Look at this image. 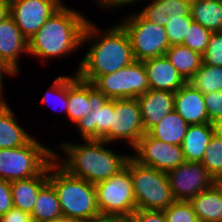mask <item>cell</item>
<instances>
[{
  "label": "cell",
  "mask_w": 222,
  "mask_h": 222,
  "mask_svg": "<svg viewBox=\"0 0 222 222\" xmlns=\"http://www.w3.org/2000/svg\"><path fill=\"white\" fill-rule=\"evenodd\" d=\"M99 30L88 21L83 33L82 44L86 41L92 44L76 73L88 83H93L99 76L119 71L135 61L128 34L119 23L106 31Z\"/></svg>",
  "instance_id": "obj_1"
},
{
  "label": "cell",
  "mask_w": 222,
  "mask_h": 222,
  "mask_svg": "<svg viewBox=\"0 0 222 222\" xmlns=\"http://www.w3.org/2000/svg\"><path fill=\"white\" fill-rule=\"evenodd\" d=\"M83 143L78 144L70 141L60 143L59 149H62L66 156L62 164H59L63 158H60L54 151V160L67 173L92 184L109 179L119 173L125 168L127 160L131 156L108 149L110 143L103 140H84Z\"/></svg>",
  "instance_id": "obj_2"
},
{
  "label": "cell",
  "mask_w": 222,
  "mask_h": 222,
  "mask_svg": "<svg viewBox=\"0 0 222 222\" xmlns=\"http://www.w3.org/2000/svg\"><path fill=\"white\" fill-rule=\"evenodd\" d=\"M89 19L77 10L62 6L28 39V54L46 59L67 56L83 44V33Z\"/></svg>",
  "instance_id": "obj_3"
},
{
  "label": "cell",
  "mask_w": 222,
  "mask_h": 222,
  "mask_svg": "<svg viewBox=\"0 0 222 222\" xmlns=\"http://www.w3.org/2000/svg\"><path fill=\"white\" fill-rule=\"evenodd\" d=\"M48 181L57 192L63 216L74 222L100 216L94 184L67 173L55 160L48 165Z\"/></svg>",
  "instance_id": "obj_4"
},
{
  "label": "cell",
  "mask_w": 222,
  "mask_h": 222,
  "mask_svg": "<svg viewBox=\"0 0 222 222\" xmlns=\"http://www.w3.org/2000/svg\"><path fill=\"white\" fill-rule=\"evenodd\" d=\"M125 167L130 172L137 209L164 210L175 201L166 172L140 164L132 156Z\"/></svg>",
  "instance_id": "obj_5"
},
{
  "label": "cell",
  "mask_w": 222,
  "mask_h": 222,
  "mask_svg": "<svg viewBox=\"0 0 222 222\" xmlns=\"http://www.w3.org/2000/svg\"><path fill=\"white\" fill-rule=\"evenodd\" d=\"M54 160V150L32 138L26 145L0 149V179L13 182L39 175Z\"/></svg>",
  "instance_id": "obj_6"
},
{
  "label": "cell",
  "mask_w": 222,
  "mask_h": 222,
  "mask_svg": "<svg viewBox=\"0 0 222 222\" xmlns=\"http://www.w3.org/2000/svg\"><path fill=\"white\" fill-rule=\"evenodd\" d=\"M119 24L128 34L137 61L163 56L170 47L165 27L149 22L138 12L125 17Z\"/></svg>",
  "instance_id": "obj_7"
},
{
  "label": "cell",
  "mask_w": 222,
  "mask_h": 222,
  "mask_svg": "<svg viewBox=\"0 0 222 222\" xmlns=\"http://www.w3.org/2000/svg\"><path fill=\"white\" fill-rule=\"evenodd\" d=\"M94 186L100 215L129 219L137 209L132 179L126 167Z\"/></svg>",
  "instance_id": "obj_8"
},
{
  "label": "cell",
  "mask_w": 222,
  "mask_h": 222,
  "mask_svg": "<svg viewBox=\"0 0 222 222\" xmlns=\"http://www.w3.org/2000/svg\"><path fill=\"white\" fill-rule=\"evenodd\" d=\"M92 84L109 99H136L150 89L144 64L137 60L119 71L99 76Z\"/></svg>",
  "instance_id": "obj_9"
},
{
  "label": "cell",
  "mask_w": 222,
  "mask_h": 222,
  "mask_svg": "<svg viewBox=\"0 0 222 222\" xmlns=\"http://www.w3.org/2000/svg\"><path fill=\"white\" fill-rule=\"evenodd\" d=\"M145 134L141 111L136 99H114V109L111 113L110 129L101 140L114 143L123 141L132 149Z\"/></svg>",
  "instance_id": "obj_10"
},
{
  "label": "cell",
  "mask_w": 222,
  "mask_h": 222,
  "mask_svg": "<svg viewBox=\"0 0 222 222\" xmlns=\"http://www.w3.org/2000/svg\"><path fill=\"white\" fill-rule=\"evenodd\" d=\"M140 164L168 173L185 162L181 146L168 144L145 133L133 148ZM136 152V153H135Z\"/></svg>",
  "instance_id": "obj_11"
},
{
  "label": "cell",
  "mask_w": 222,
  "mask_h": 222,
  "mask_svg": "<svg viewBox=\"0 0 222 222\" xmlns=\"http://www.w3.org/2000/svg\"><path fill=\"white\" fill-rule=\"evenodd\" d=\"M167 177L174 200L189 201L216 182L200 162L185 161L170 170Z\"/></svg>",
  "instance_id": "obj_12"
},
{
  "label": "cell",
  "mask_w": 222,
  "mask_h": 222,
  "mask_svg": "<svg viewBox=\"0 0 222 222\" xmlns=\"http://www.w3.org/2000/svg\"><path fill=\"white\" fill-rule=\"evenodd\" d=\"M61 7L56 0H10V15L28 40Z\"/></svg>",
  "instance_id": "obj_13"
},
{
  "label": "cell",
  "mask_w": 222,
  "mask_h": 222,
  "mask_svg": "<svg viewBox=\"0 0 222 222\" xmlns=\"http://www.w3.org/2000/svg\"><path fill=\"white\" fill-rule=\"evenodd\" d=\"M89 101L92 103V110L75 125L83 140H101L110 129L114 99H109L89 83Z\"/></svg>",
  "instance_id": "obj_14"
},
{
  "label": "cell",
  "mask_w": 222,
  "mask_h": 222,
  "mask_svg": "<svg viewBox=\"0 0 222 222\" xmlns=\"http://www.w3.org/2000/svg\"><path fill=\"white\" fill-rule=\"evenodd\" d=\"M174 111L189 125L211 123L204 101V94L186 82L174 96Z\"/></svg>",
  "instance_id": "obj_15"
},
{
  "label": "cell",
  "mask_w": 222,
  "mask_h": 222,
  "mask_svg": "<svg viewBox=\"0 0 222 222\" xmlns=\"http://www.w3.org/2000/svg\"><path fill=\"white\" fill-rule=\"evenodd\" d=\"M174 96L175 93L171 91L149 89L145 94L136 98L140 107L145 133L167 114L174 111Z\"/></svg>",
  "instance_id": "obj_16"
},
{
  "label": "cell",
  "mask_w": 222,
  "mask_h": 222,
  "mask_svg": "<svg viewBox=\"0 0 222 222\" xmlns=\"http://www.w3.org/2000/svg\"><path fill=\"white\" fill-rule=\"evenodd\" d=\"M142 62L146 69L150 89L175 93L187 82L172 66L166 55Z\"/></svg>",
  "instance_id": "obj_17"
},
{
  "label": "cell",
  "mask_w": 222,
  "mask_h": 222,
  "mask_svg": "<svg viewBox=\"0 0 222 222\" xmlns=\"http://www.w3.org/2000/svg\"><path fill=\"white\" fill-rule=\"evenodd\" d=\"M22 52L28 53V40L9 15L0 21V58L19 74L18 60Z\"/></svg>",
  "instance_id": "obj_18"
},
{
  "label": "cell",
  "mask_w": 222,
  "mask_h": 222,
  "mask_svg": "<svg viewBox=\"0 0 222 222\" xmlns=\"http://www.w3.org/2000/svg\"><path fill=\"white\" fill-rule=\"evenodd\" d=\"M48 182V166L37 176L10 182L13 207L32 212L40 189Z\"/></svg>",
  "instance_id": "obj_19"
},
{
  "label": "cell",
  "mask_w": 222,
  "mask_h": 222,
  "mask_svg": "<svg viewBox=\"0 0 222 222\" xmlns=\"http://www.w3.org/2000/svg\"><path fill=\"white\" fill-rule=\"evenodd\" d=\"M203 222H222V185L217 181L189 200Z\"/></svg>",
  "instance_id": "obj_20"
},
{
  "label": "cell",
  "mask_w": 222,
  "mask_h": 222,
  "mask_svg": "<svg viewBox=\"0 0 222 222\" xmlns=\"http://www.w3.org/2000/svg\"><path fill=\"white\" fill-rule=\"evenodd\" d=\"M213 134V123L189 125L181 144L185 161L201 162Z\"/></svg>",
  "instance_id": "obj_21"
},
{
  "label": "cell",
  "mask_w": 222,
  "mask_h": 222,
  "mask_svg": "<svg viewBox=\"0 0 222 222\" xmlns=\"http://www.w3.org/2000/svg\"><path fill=\"white\" fill-rule=\"evenodd\" d=\"M68 110L67 116L73 124L79 122L92 110V103L89 101V83L81 80L77 73L68 76Z\"/></svg>",
  "instance_id": "obj_22"
},
{
  "label": "cell",
  "mask_w": 222,
  "mask_h": 222,
  "mask_svg": "<svg viewBox=\"0 0 222 222\" xmlns=\"http://www.w3.org/2000/svg\"><path fill=\"white\" fill-rule=\"evenodd\" d=\"M15 115L8 103L0 108V149L22 147L33 138L19 126Z\"/></svg>",
  "instance_id": "obj_23"
},
{
  "label": "cell",
  "mask_w": 222,
  "mask_h": 222,
  "mask_svg": "<svg viewBox=\"0 0 222 222\" xmlns=\"http://www.w3.org/2000/svg\"><path fill=\"white\" fill-rule=\"evenodd\" d=\"M188 127L189 124L176 111H172L147 133L157 140L181 146Z\"/></svg>",
  "instance_id": "obj_24"
},
{
  "label": "cell",
  "mask_w": 222,
  "mask_h": 222,
  "mask_svg": "<svg viewBox=\"0 0 222 222\" xmlns=\"http://www.w3.org/2000/svg\"><path fill=\"white\" fill-rule=\"evenodd\" d=\"M165 55L187 82L203 63L202 54L181 44L171 45Z\"/></svg>",
  "instance_id": "obj_25"
},
{
  "label": "cell",
  "mask_w": 222,
  "mask_h": 222,
  "mask_svg": "<svg viewBox=\"0 0 222 222\" xmlns=\"http://www.w3.org/2000/svg\"><path fill=\"white\" fill-rule=\"evenodd\" d=\"M192 19L212 32H222V0H191Z\"/></svg>",
  "instance_id": "obj_26"
},
{
  "label": "cell",
  "mask_w": 222,
  "mask_h": 222,
  "mask_svg": "<svg viewBox=\"0 0 222 222\" xmlns=\"http://www.w3.org/2000/svg\"><path fill=\"white\" fill-rule=\"evenodd\" d=\"M62 216L57 192L48 181L39 191L31 218L36 222L48 221Z\"/></svg>",
  "instance_id": "obj_27"
},
{
  "label": "cell",
  "mask_w": 222,
  "mask_h": 222,
  "mask_svg": "<svg viewBox=\"0 0 222 222\" xmlns=\"http://www.w3.org/2000/svg\"><path fill=\"white\" fill-rule=\"evenodd\" d=\"M188 83L203 94L222 91V67L202 63Z\"/></svg>",
  "instance_id": "obj_28"
},
{
  "label": "cell",
  "mask_w": 222,
  "mask_h": 222,
  "mask_svg": "<svg viewBox=\"0 0 222 222\" xmlns=\"http://www.w3.org/2000/svg\"><path fill=\"white\" fill-rule=\"evenodd\" d=\"M200 163L215 181L222 176V138L215 133L211 137Z\"/></svg>",
  "instance_id": "obj_29"
},
{
  "label": "cell",
  "mask_w": 222,
  "mask_h": 222,
  "mask_svg": "<svg viewBox=\"0 0 222 222\" xmlns=\"http://www.w3.org/2000/svg\"><path fill=\"white\" fill-rule=\"evenodd\" d=\"M213 32L201 24L193 21L188 28L187 35L181 45L203 54L208 46L210 36Z\"/></svg>",
  "instance_id": "obj_30"
},
{
  "label": "cell",
  "mask_w": 222,
  "mask_h": 222,
  "mask_svg": "<svg viewBox=\"0 0 222 222\" xmlns=\"http://www.w3.org/2000/svg\"><path fill=\"white\" fill-rule=\"evenodd\" d=\"M193 21L191 13L188 16H168V24L165 29L170 46L183 43L188 28Z\"/></svg>",
  "instance_id": "obj_31"
},
{
  "label": "cell",
  "mask_w": 222,
  "mask_h": 222,
  "mask_svg": "<svg viewBox=\"0 0 222 222\" xmlns=\"http://www.w3.org/2000/svg\"><path fill=\"white\" fill-rule=\"evenodd\" d=\"M163 212L167 222H195L198 220L189 201L175 200Z\"/></svg>",
  "instance_id": "obj_32"
},
{
  "label": "cell",
  "mask_w": 222,
  "mask_h": 222,
  "mask_svg": "<svg viewBox=\"0 0 222 222\" xmlns=\"http://www.w3.org/2000/svg\"><path fill=\"white\" fill-rule=\"evenodd\" d=\"M56 94L53 96L54 100L56 99L57 101L59 100L61 105L60 109L62 108L63 112L67 113L68 110V100H67V94H68V76H58L51 87L48 89L47 93L44 95L42 101L45 106V104H50L52 99H49L53 93ZM52 93V94H51ZM51 94V95H50ZM52 97V96H51ZM57 97V98H56ZM51 100V101H50ZM53 102V101H52ZM53 105V103H52ZM54 108V106H53ZM61 112V111H60Z\"/></svg>",
  "instance_id": "obj_33"
},
{
  "label": "cell",
  "mask_w": 222,
  "mask_h": 222,
  "mask_svg": "<svg viewBox=\"0 0 222 222\" xmlns=\"http://www.w3.org/2000/svg\"><path fill=\"white\" fill-rule=\"evenodd\" d=\"M202 58L204 64L222 67V32H213L211 34Z\"/></svg>",
  "instance_id": "obj_34"
},
{
  "label": "cell",
  "mask_w": 222,
  "mask_h": 222,
  "mask_svg": "<svg viewBox=\"0 0 222 222\" xmlns=\"http://www.w3.org/2000/svg\"><path fill=\"white\" fill-rule=\"evenodd\" d=\"M150 2L138 13L149 22L165 27L168 24V16L163 10L162 3L159 0H151Z\"/></svg>",
  "instance_id": "obj_35"
},
{
  "label": "cell",
  "mask_w": 222,
  "mask_h": 222,
  "mask_svg": "<svg viewBox=\"0 0 222 222\" xmlns=\"http://www.w3.org/2000/svg\"><path fill=\"white\" fill-rule=\"evenodd\" d=\"M204 101L211 123L222 118V91L204 94Z\"/></svg>",
  "instance_id": "obj_36"
},
{
  "label": "cell",
  "mask_w": 222,
  "mask_h": 222,
  "mask_svg": "<svg viewBox=\"0 0 222 222\" xmlns=\"http://www.w3.org/2000/svg\"><path fill=\"white\" fill-rule=\"evenodd\" d=\"M167 16H188L191 13V0H159Z\"/></svg>",
  "instance_id": "obj_37"
},
{
  "label": "cell",
  "mask_w": 222,
  "mask_h": 222,
  "mask_svg": "<svg viewBox=\"0 0 222 222\" xmlns=\"http://www.w3.org/2000/svg\"><path fill=\"white\" fill-rule=\"evenodd\" d=\"M130 222H167L163 210L136 209L129 218Z\"/></svg>",
  "instance_id": "obj_38"
},
{
  "label": "cell",
  "mask_w": 222,
  "mask_h": 222,
  "mask_svg": "<svg viewBox=\"0 0 222 222\" xmlns=\"http://www.w3.org/2000/svg\"><path fill=\"white\" fill-rule=\"evenodd\" d=\"M13 207L10 182L0 179V217Z\"/></svg>",
  "instance_id": "obj_39"
},
{
  "label": "cell",
  "mask_w": 222,
  "mask_h": 222,
  "mask_svg": "<svg viewBox=\"0 0 222 222\" xmlns=\"http://www.w3.org/2000/svg\"><path fill=\"white\" fill-rule=\"evenodd\" d=\"M0 222H36L31 218V214L18 208L12 207L0 217Z\"/></svg>",
  "instance_id": "obj_40"
},
{
  "label": "cell",
  "mask_w": 222,
  "mask_h": 222,
  "mask_svg": "<svg viewBox=\"0 0 222 222\" xmlns=\"http://www.w3.org/2000/svg\"><path fill=\"white\" fill-rule=\"evenodd\" d=\"M137 1H141V0H97L98 3H100V6H102L103 8H109V9H114V8H118L121 6H126V5H130L133 4V2H137Z\"/></svg>",
  "instance_id": "obj_41"
},
{
  "label": "cell",
  "mask_w": 222,
  "mask_h": 222,
  "mask_svg": "<svg viewBox=\"0 0 222 222\" xmlns=\"http://www.w3.org/2000/svg\"><path fill=\"white\" fill-rule=\"evenodd\" d=\"M18 75V73L9 65L7 64L3 59L0 58V96L4 99V94L3 93V75Z\"/></svg>",
  "instance_id": "obj_42"
},
{
  "label": "cell",
  "mask_w": 222,
  "mask_h": 222,
  "mask_svg": "<svg viewBox=\"0 0 222 222\" xmlns=\"http://www.w3.org/2000/svg\"><path fill=\"white\" fill-rule=\"evenodd\" d=\"M87 222H130L129 219L115 216H98L94 219H90Z\"/></svg>",
  "instance_id": "obj_43"
},
{
  "label": "cell",
  "mask_w": 222,
  "mask_h": 222,
  "mask_svg": "<svg viewBox=\"0 0 222 222\" xmlns=\"http://www.w3.org/2000/svg\"><path fill=\"white\" fill-rule=\"evenodd\" d=\"M10 15V0H0V21Z\"/></svg>",
  "instance_id": "obj_44"
},
{
  "label": "cell",
  "mask_w": 222,
  "mask_h": 222,
  "mask_svg": "<svg viewBox=\"0 0 222 222\" xmlns=\"http://www.w3.org/2000/svg\"><path fill=\"white\" fill-rule=\"evenodd\" d=\"M214 126V133L222 138V118L217 119L215 122H213Z\"/></svg>",
  "instance_id": "obj_45"
},
{
  "label": "cell",
  "mask_w": 222,
  "mask_h": 222,
  "mask_svg": "<svg viewBox=\"0 0 222 222\" xmlns=\"http://www.w3.org/2000/svg\"><path fill=\"white\" fill-rule=\"evenodd\" d=\"M42 222H74V221L71 220L70 218H67L66 216L62 215V216L54 218L52 220L42 221Z\"/></svg>",
  "instance_id": "obj_46"
},
{
  "label": "cell",
  "mask_w": 222,
  "mask_h": 222,
  "mask_svg": "<svg viewBox=\"0 0 222 222\" xmlns=\"http://www.w3.org/2000/svg\"><path fill=\"white\" fill-rule=\"evenodd\" d=\"M5 104H6V99H3V98L0 96V108H2Z\"/></svg>",
  "instance_id": "obj_47"
},
{
  "label": "cell",
  "mask_w": 222,
  "mask_h": 222,
  "mask_svg": "<svg viewBox=\"0 0 222 222\" xmlns=\"http://www.w3.org/2000/svg\"><path fill=\"white\" fill-rule=\"evenodd\" d=\"M217 182L222 185V176L217 180Z\"/></svg>",
  "instance_id": "obj_48"
},
{
  "label": "cell",
  "mask_w": 222,
  "mask_h": 222,
  "mask_svg": "<svg viewBox=\"0 0 222 222\" xmlns=\"http://www.w3.org/2000/svg\"><path fill=\"white\" fill-rule=\"evenodd\" d=\"M60 5L64 6V3H62V0H56Z\"/></svg>",
  "instance_id": "obj_49"
}]
</instances>
